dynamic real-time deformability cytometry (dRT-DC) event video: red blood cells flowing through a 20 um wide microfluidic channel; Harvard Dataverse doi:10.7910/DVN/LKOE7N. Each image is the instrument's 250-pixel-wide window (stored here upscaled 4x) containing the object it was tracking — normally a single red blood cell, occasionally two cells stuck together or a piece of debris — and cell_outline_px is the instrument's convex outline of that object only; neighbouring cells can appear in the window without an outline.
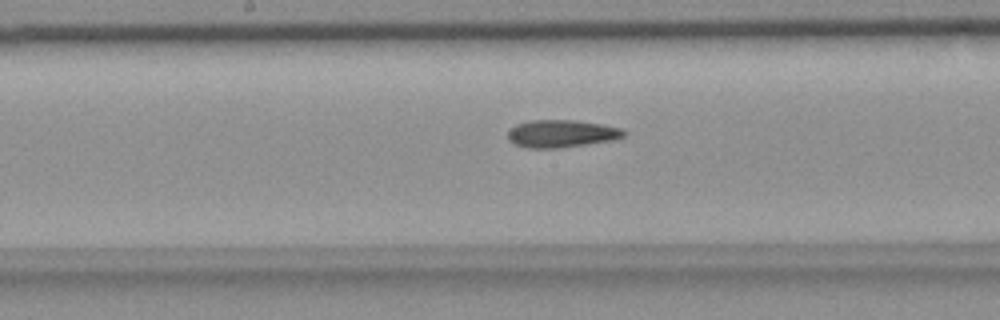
{"species": "common noctule bat (a hibernating species)", "species_latin": "Nyctalus noctula", "temperature_condition": "room temperature", "stored_images_in_passage": 40, "camera_frame_rate_fps": 3000, "um_per_image_px": 0.085, "animal": {"sex": "female", "body_mass_g": 18.4}, "frame": {"image": 1, "passage_image": 17, "time_ms": 5.333, "image_size_px": [1000, 320], "cell_outline_px": [[628, 132], [624, 136], [616, 140], [560, 148], [528, 148], [516, 144], [508, 140], [508, 132], [516, 124], [528, 120], [572, 120], [600, 124], [620, 128]], "centroid_in_image_um": [47.74, 11.36], "position_along_channel_um": 200.5, "area_um2": 18.67}}
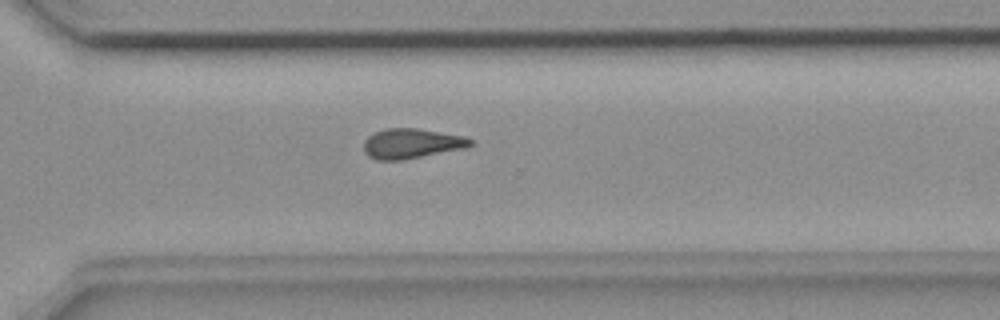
{"frame": {"image": 2, "passage_image": 28, "time_ms": 9.0, "image_size_px": [1000, 320], "cell_outline_px": [[472, 144], [468, 148], [404, 160], [376, 160], [368, 156], [364, 152], [364, 140], [368, 136], [384, 128], [416, 128], [464, 136], [472, 140]], "centroid_in_image_um": [34.98, 12.21], "position_along_channel_um": 335.6, "area_um2": 18.79}}
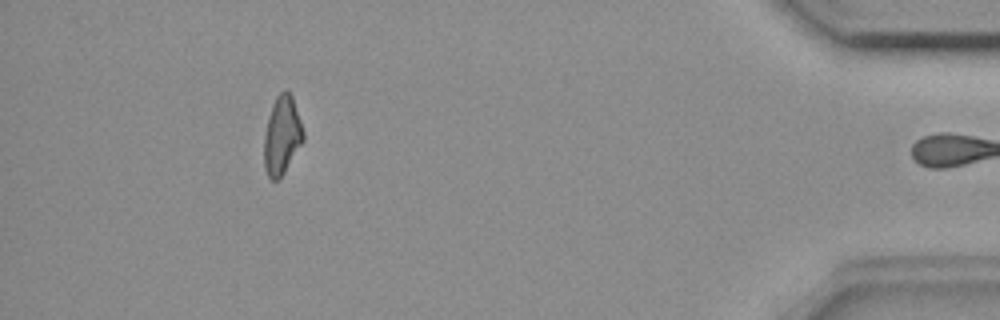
{"frame": {"image": 3, "passage_image": 39, "time_ms": 12.667, "image_size_px": [1000, 320], "cell_outline_px": [[304, 140], [284, 172], [276, 180], [272, 180], [268, 176], [264, 168], [264, 136], [268, 116], [272, 104], [276, 96], [284, 88], [292, 96], [304, 132]], "centroid_in_image_um": [23.95, 11.49], "position_along_channel_um": 411.2, "area_um2": 17.8}, "authors_computed_cell_mechanics": {"area_um2": 18.6116, "velocity_mm_per_s": 3.6905, "shape_relaxation_time_tau1_ms": null, "shape_relaxation_time_tau2_ms": 5.3066, "deformation_change_tau1": null, "deformation_change_tau2": 0.1436}}